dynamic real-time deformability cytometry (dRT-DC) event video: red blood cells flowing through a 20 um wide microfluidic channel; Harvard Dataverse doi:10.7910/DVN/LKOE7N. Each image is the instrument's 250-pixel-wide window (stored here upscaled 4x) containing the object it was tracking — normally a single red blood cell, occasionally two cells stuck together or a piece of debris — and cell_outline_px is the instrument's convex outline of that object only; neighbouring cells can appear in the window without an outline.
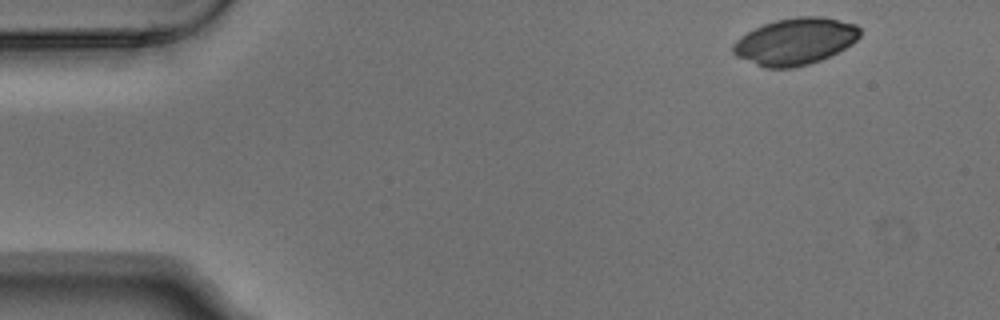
{"species": "Egyptian fruit bat (a non-hibernating species)", "species_latin": "Rousettus aegyptiacus", "temperature_condition": "warm", "stored_images_in_passage": 4, "camera_frame_rate_fps": 3000, "um_per_image_px": 0.085, "animal": {"sex": "male"}, "frame": {"image": 1, "passage_image": 1, "time_ms": 0.0, "image_size_px": [1000, 320], "cell_outline_px": [[860, 36], [852, 44], [820, 60], [808, 64], [792, 68], [764, 68], [736, 56], [732, 52], [732, 44], [740, 36], [764, 24], [776, 20], [796, 16], [820, 16], [856, 24], [860, 28]], "centroid_in_image_um": [67.57, 3.52], "position_along_channel_um": 17.4, "area_um2": 34.45}}